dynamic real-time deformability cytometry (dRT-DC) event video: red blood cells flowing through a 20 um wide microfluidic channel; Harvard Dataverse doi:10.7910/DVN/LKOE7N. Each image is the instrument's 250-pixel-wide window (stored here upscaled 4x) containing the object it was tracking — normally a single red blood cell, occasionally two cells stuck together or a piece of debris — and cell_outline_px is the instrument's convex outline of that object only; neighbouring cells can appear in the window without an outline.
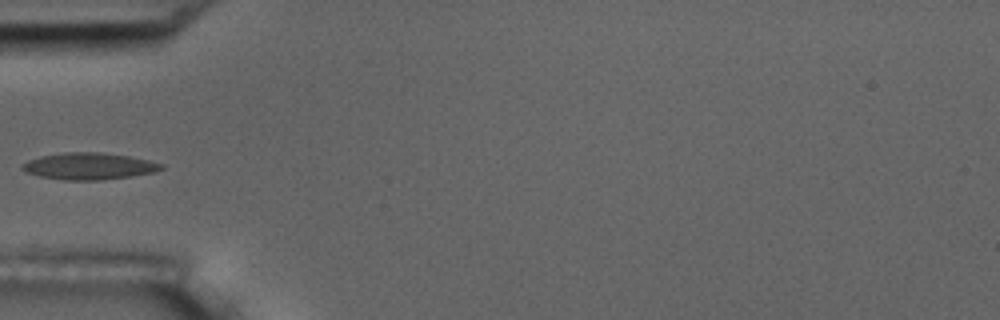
{"species": "common noctule bat (a hibernating species)", "species_latin": "Nyctalus noctula", "temperature_condition": "room temperature", "stored_images_in_passage": 6, "camera_frame_rate_fps": 3000, "um_per_image_px": 0.085, "animal": {"sex": "male", "body_mass_g": 17.5, "forearm_length_mm": 52.3}, "frame": {"image": 1, "passage_image": 6, "time_ms": 1.667, "image_size_px": [1000, 320], "cell_outline_px": [[164, 168], [156, 172], [100, 180], [64, 180], [40, 176], [28, 172], [20, 168], [20, 164], [28, 160], [40, 156], [64, 152], [100, 152], [128, 156], [148, 160], [164, 164]], "centroid_in_image_um": [7.55, 14.12], "position_along_channel_um": 77.4, "area_um2": 21.62}}